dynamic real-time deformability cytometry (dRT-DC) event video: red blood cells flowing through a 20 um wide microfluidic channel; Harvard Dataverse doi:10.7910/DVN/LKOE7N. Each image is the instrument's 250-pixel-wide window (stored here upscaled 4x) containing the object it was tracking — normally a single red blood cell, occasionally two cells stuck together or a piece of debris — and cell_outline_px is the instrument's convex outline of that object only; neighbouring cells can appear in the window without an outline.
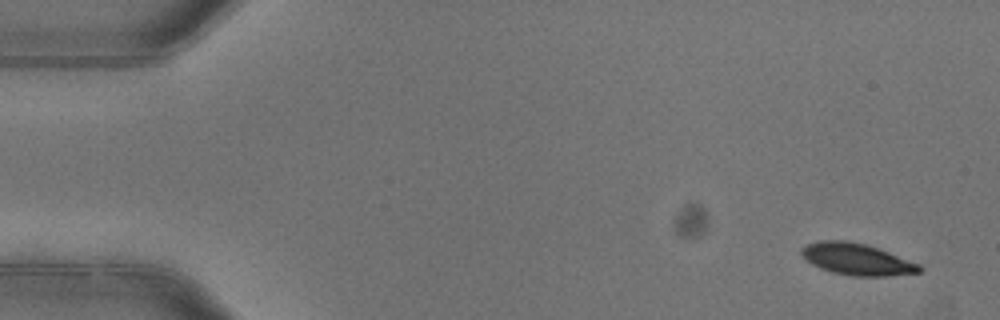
{"species": "common noctule bat (a hibernating species)", "species_latin": "Nyctalus noctula", "temperature_condition": "warm", "stored_images_in_passage": 5, "camera_frame_rate_fps": 3000, "um_per_image_px": 0.085, "animal": {"sex": "female"}, "frame": {"image": 1, "passage_image": 1, "time_ms": 0.0, "image_size_px": [1000, 320], "cell_outline_px": [[924, 268], [920, 272], [888, 276], [852, 276], [832, 272], [820, 268], [812, 264], [800, 252], [808, 244], [820, 240], [848, 240], [864, 244], [888, 252], [920, 264]], "centroid_in_image_um": [72.86, 22.04], "position_along_channel_um": 12.1, "area_um2": 21.5}}